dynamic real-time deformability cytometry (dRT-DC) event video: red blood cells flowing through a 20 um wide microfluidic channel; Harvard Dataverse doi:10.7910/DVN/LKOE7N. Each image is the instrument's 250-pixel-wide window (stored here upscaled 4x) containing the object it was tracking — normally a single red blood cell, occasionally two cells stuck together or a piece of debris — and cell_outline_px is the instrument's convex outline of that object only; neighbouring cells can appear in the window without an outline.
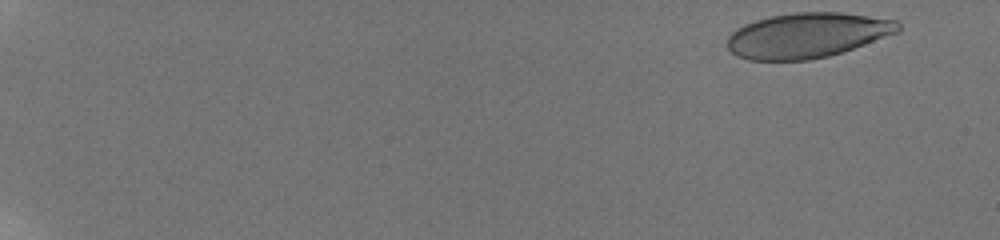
{"species": "human", "species_latin": "Homo sapiens", "temperature_condition": "room temperature", "stored_images_in_passage": 35, "camera_frame_rate_fps": 3000, "um_per_image_px": 0.085, "donor": {"sex": "male"}, "frame": {"image": 1, "passage_image": 3, "time_ms": 0.333, "image_size_px": [1000, 240], "cell_outline_px": [[900, 32], [828, 56], [808, 60], [748, 60], [736, 56], [728, 48], [728, 36], [736, 28], [744, 24], [756, 20], [772, 16], [796, 12], [840, 12], [896, 20], [900, 24]], "centroid_in_image_um": [68.6, 3.0], "position_along_channel_um": 16.4, "area_um2": 44.62}}